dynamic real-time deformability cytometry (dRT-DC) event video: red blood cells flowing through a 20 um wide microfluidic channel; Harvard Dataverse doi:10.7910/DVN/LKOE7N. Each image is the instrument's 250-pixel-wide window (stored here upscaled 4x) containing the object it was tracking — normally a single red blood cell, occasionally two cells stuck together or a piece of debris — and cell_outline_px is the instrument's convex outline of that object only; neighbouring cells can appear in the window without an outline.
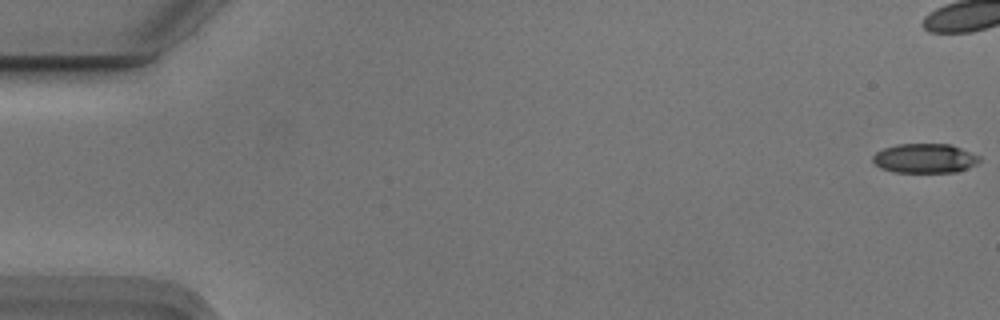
{"species": "Egyptian fruit bat (a non-hibernating species)", "species_latin": "Rousettus aegyptiacus", "temperature_condition": "cold", "stored_images_in_passage": 45, "camera_frame_rate_fps": 3000, "um_per_image_px": 0.085, "animal": {"sex": "male"}, "frame": {"image": 1, "passage_image": 1, "time_ms": 0.0, "image_size_px": [1000, 320], "cell_outline_px": [[980, 160], [976, 164], [968, 168], [956, 172], [892, 172], [880, 168], [872, 160], [872, 156], [876, 152], [884, 148], [896, 144], [948, 144], [960, 148], [980, 156]], "centroid_in_image_um": [78.58, 13.46], "position_along_channel_um": 6.4, "area_um2": 18.26}}
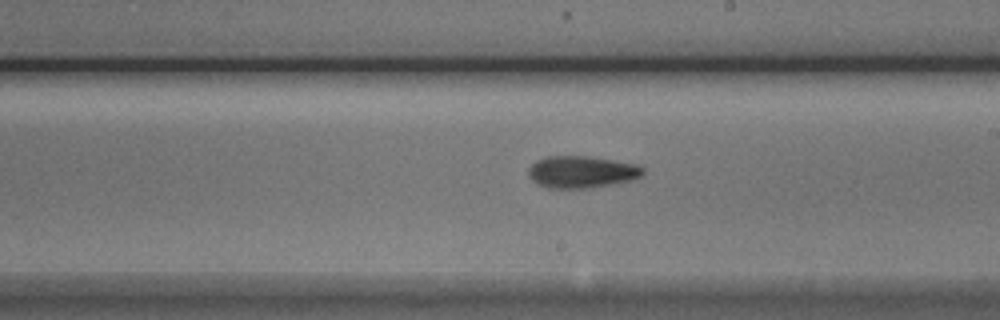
{"frame": {"image": 2, "passage_image": 32, "time_ms": 10.333, "image_size_px": [1000, 320], "cell_outline_px": [[644, 172], [636, 180], [588, 188], [548, 188], [532, 180], [528, 172], [528, 168], [536, 160], [544, 156], [584, 156], [612, 160], [636, 164], [644, 168]], "centroid_in_image_um": [49.45, 14.61], "position_along_channel_um": 239.6, "area_um2": 21.33}}
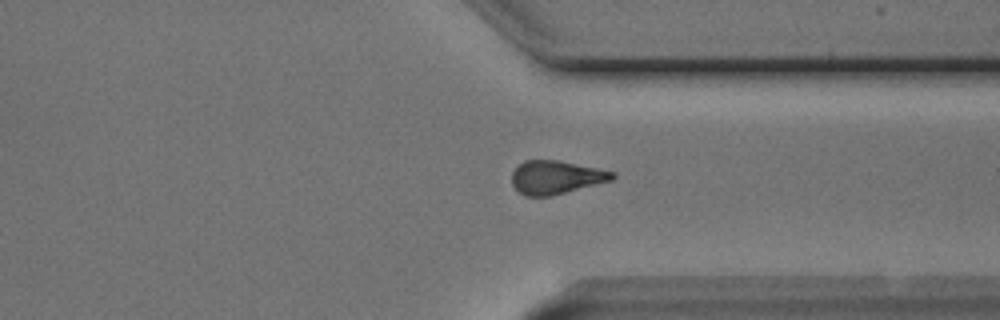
{"frame": {"image": 3, "passage_image": 42, "time_ms": 13.667, "image_size_px": [1000, 320], "cell_outline_px": [[616, 176], [612, 180], [548, 196], [524, 196], [512, 184], [512, 172], [524, 160], [560, 160], [616, 172]], "centroid_in_image_um": [47.26, 15.05], "position_along_channel_um": 364.1, "area_um2": 19.36}}